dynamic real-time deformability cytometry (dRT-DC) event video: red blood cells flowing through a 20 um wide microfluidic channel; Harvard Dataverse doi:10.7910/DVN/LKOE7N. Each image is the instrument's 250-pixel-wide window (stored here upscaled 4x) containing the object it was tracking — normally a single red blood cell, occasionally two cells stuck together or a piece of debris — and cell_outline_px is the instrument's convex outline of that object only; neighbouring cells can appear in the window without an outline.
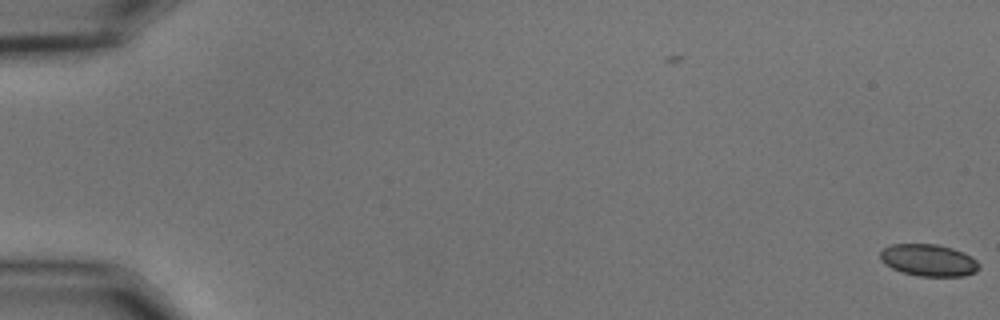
{"species": "common noctule bat (a hibernating species)", "species_latin": "Nyctalus noctula", "temperature_condition": "cold", "stored_images_in_passage": 3, "camera_frame_rate_fps": 3000, "um_per_image_px": 0.085, "animal": {"sex": "male", "body_mass_g": 15.6}, "frame": {"image": 1, "passage_image": 3, "time_ms": 0.667, "image_size_px": [1000, 320], "cell_outline_px": [[980, 268], [976, 272], [964, 276], [920, 276], [900, 272], [884, 264], [880, 260], [880, 252], [888, 244], [940, 244], [964, 252], [972, 256], [980, 264]], "centroid_in_image_um": [78.94, 22.11], "position_along_channel_um": 6.1, "area_um2": 18.73}}